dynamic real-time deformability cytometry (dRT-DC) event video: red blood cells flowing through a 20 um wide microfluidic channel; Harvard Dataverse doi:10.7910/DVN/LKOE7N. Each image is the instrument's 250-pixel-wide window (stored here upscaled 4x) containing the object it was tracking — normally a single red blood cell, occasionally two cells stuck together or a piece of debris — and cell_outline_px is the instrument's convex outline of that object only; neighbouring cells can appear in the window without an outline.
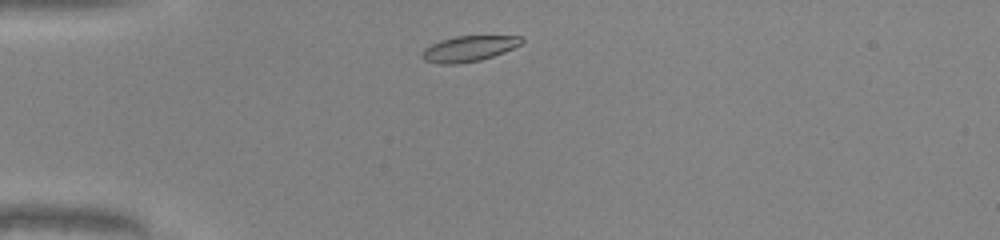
{"species": "common noctule bat (a hibernating species)", "species_latin": "Nyctalus noctula", "temperature_condition": "warm", "stored_images_in_passage": 32, "camera_frame_rate_fps": 3000, "um_per_image_px": 0.085, "animal": {"sex": "male", "body_mass_g": 20.0, "forearm_length_mm": 53.3}, "frame": {"image": 1, "passage_image": 2, "time_ms": 0.333, "image_size_px": [1000, 240], "cell_outline_px": [[524, 40], [520, 44], [504, 52], [480, 60], [456, 64], [440, 64], [424, 60], [420, 56], [424, 48], [440, 40], [456, 36], [520, 36]], "centroid_in_image_um": [39.81, 4.13], "position_along_channel_um": 45.2, "area_um2": 14.74}}
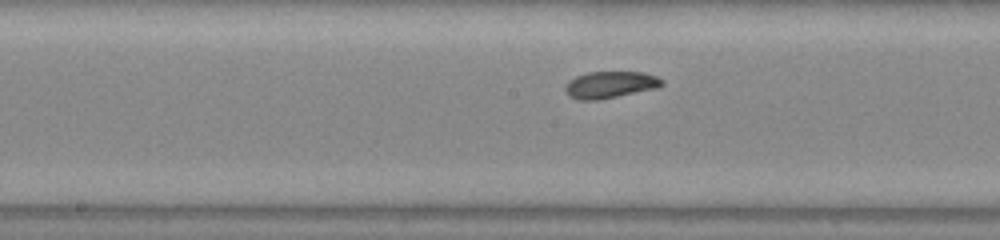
{"frame": {"image": 2, "passage_image": 15, "time_ms": 4.667, "image_size_px": [1000, 240], "cell_outline_px": [[664, 84], [656, 88], [596, 100], [580, 100], [568, 96], [564, 88], [564, 84], [568, 80], [576, 76], [588, 72], [644, 72], [656, 76], [664, 80]], "centroid_in_image_um": [51.83, 7.19], "position_along_channel_um": 196.4, "area_um2": 15.09}}
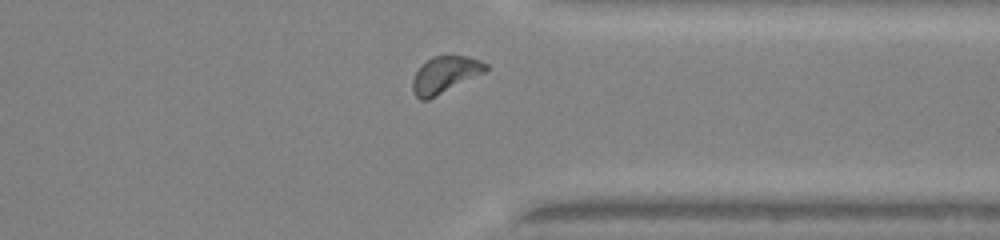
{"frame": {"image": 3, "passage_image": 28, "time_ms": 9.0, "image_size_px": [1000, 240], "cell_outline_px": [[488, 68], [484, 72], [428, 100], [420, 100], [412, 92], [412, 80], [416, 72], [432, 56], [468, 56], [480, 60], [488, 64]], "centroid_in_image_um": [37.81, 6.35], "position_along_channel_um": 373.6, "area_um2": 15.37}, "authors_computed_cell_mechanics": {"area_um2": 15.2014, "velocity_mm_per_s": 4.1205, "shape_relaxation_time_tau1_ms": 3.39, "shape_relaxation_time_tau2_ms": null, "deformation_change_tau1": 0.1323, "deformation_change_tau2": null}}